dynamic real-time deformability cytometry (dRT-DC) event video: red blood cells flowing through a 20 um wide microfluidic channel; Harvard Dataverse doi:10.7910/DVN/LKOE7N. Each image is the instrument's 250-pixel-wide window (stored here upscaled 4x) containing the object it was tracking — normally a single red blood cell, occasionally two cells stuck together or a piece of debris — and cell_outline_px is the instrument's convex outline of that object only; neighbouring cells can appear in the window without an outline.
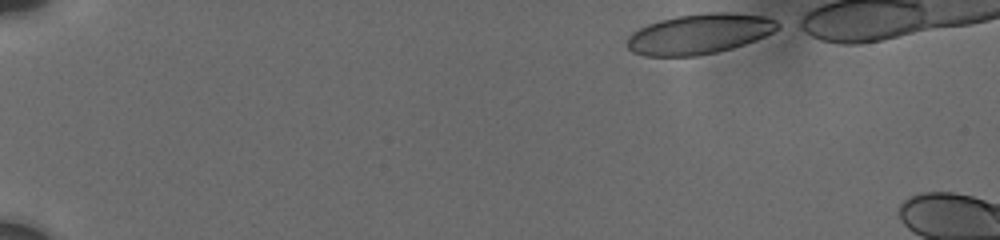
{"species": "human", "species_latin": "Homo sapiens", "temperature_condition": "cold", "stored_images_in_passage": 7, "camera_frame_rate_fps": 3000, "um_per_image_px": 0.085, "donor": {"sex": "male"}, "frame": {"image": 1, "passage_image": 1, "time_ms": 0.0, "image_size_px": [1000, 240], "cell_outline_px": [[784, 24], [780, 28], [764, 36], [744, 44], [732, 48], [716, 52], [696, 56], [644, 56], [632, 52], [628, 48], [628, 36], [632, 32], [648, 24], [660, 20], [676, 16], [708, 12], [736, 12], [764, 16], [776, 20]], "centroid_in_image_um": [59.47, 2.87], "position_along_channel_um": 25.5, "area_um2": 35.43}}